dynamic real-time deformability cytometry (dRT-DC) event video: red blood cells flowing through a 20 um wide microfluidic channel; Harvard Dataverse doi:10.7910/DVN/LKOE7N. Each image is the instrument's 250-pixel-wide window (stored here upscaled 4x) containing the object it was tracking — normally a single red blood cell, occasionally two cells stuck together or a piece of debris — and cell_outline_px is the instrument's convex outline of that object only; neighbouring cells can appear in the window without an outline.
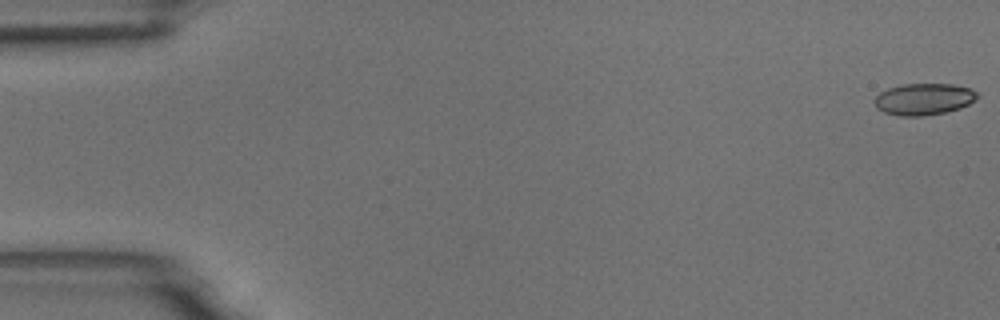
{"species": "common noctule bat (a hibernating species)", "species_latin": "Nyctalus noctula", "temperature_condition": "room temperature", "stored_images_in_passage": 15, "camera_frame_rate_fps": 3000, "um_per_image_px": 0.085, "animal": {"sex": "male", "body_mass_g": 18.8}, "frame": {"image": 1, "passage_image": 1, "time_ms": 0.0, "image_size_px": [1000, 320], "cell_outline_px": [[980, 96], [976, 100], [960, 108], [944, 112], [920, 116], [900, 116], [884, 112], [876, 108], [876, 96], [880, 92], [888, 88], [904, 84], [952, 84], [972, 88]], "centroid_in_image_um": [78.55, 8.42], "position_along_channel_um": 6.4, "area_um2": 18.9}}
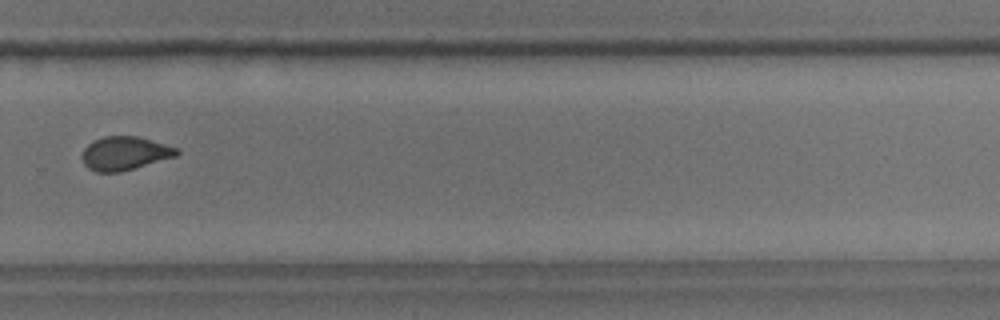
{"frame": {"image": 2, "passage_image": 11, "time_ms": 12.333, "image_size_px": [1000, 320], "cell_outline_px": [[180, 152], [176, 156], [120, 172], [96, 172], [88, 168], [84, 164], [84, 148], [92, 140], [104, 136], [136, 136], [180, 148]], "centroid_in_image_um": [10.62, 13.02], "position_along_channel_um": 319.2, "area_um2": 18.38}}
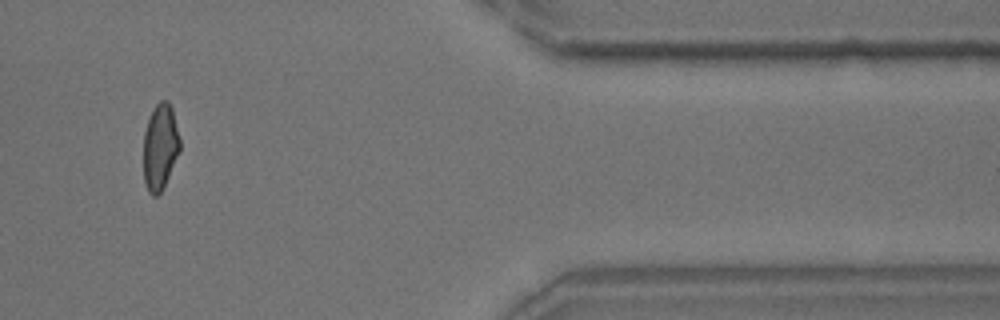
{"frame": {"image": 3, "passage_image": 13, "time_ms": 15.333, "image_size_px": [1000, 320], "cell_outline_px": [[180, 152], [164, 188], [156, 196], [152, 196], [148, 192], [144, 184], [144, 132], [148, 116], [152, 108], [160, 100], [168, 100], [172, 108], [180, 140]], "centroid_in_image_um": [13.61, 12.49], "position_along_channel_um": 397.8, "area_um2": 18.67}, "authors_computed_cell_mechanics": {"area_um2": 19.074, "velocity_mm_per_s": 3.7299, "shape_relaxation_time_tau1_ms": 3.945, "shape_relaxation_time_tau2_ms": 1.4335, "deformation_change_tau1": 0.1067, "deformation_change_tau2": 0.0603}}